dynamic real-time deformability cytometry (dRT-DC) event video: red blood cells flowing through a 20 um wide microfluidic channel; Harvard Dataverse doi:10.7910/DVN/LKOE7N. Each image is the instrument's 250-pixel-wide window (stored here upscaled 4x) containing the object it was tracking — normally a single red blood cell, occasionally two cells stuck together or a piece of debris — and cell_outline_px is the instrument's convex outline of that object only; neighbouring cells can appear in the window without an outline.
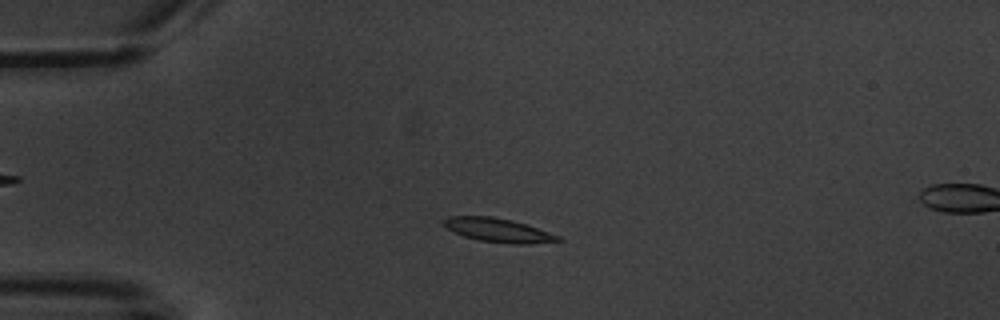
{"species": "common noctule bat (a hibernating species)", "species_latin": "Nyctalus noctula", "temperature_condition": "warm", "stored_images_in_passage": 5, "segment_of_instrument_passage": [1, 2], "camera_frame_rate_fps": 3000, "um_per_image_px": 0.085, "animal": {"sex": "male", "body_mass_g": 20.1, "forearm_length_mm": 53.5}, "frame": {"image": 1, "passage_image": 3, "time_ms": 3.333, "image_size_px": [1000, 320], "cell_outline_px": [[564, 240], [528, 244], [512, 244], [480, 240], [464, 236], [440, 224], [448, 216], [492, 216], [512, 220], [560, 236]], "centroid_in_image_um": [42.33, 19.56], "position_along_channel_um": 42.7, "area_um2": 15.66}}